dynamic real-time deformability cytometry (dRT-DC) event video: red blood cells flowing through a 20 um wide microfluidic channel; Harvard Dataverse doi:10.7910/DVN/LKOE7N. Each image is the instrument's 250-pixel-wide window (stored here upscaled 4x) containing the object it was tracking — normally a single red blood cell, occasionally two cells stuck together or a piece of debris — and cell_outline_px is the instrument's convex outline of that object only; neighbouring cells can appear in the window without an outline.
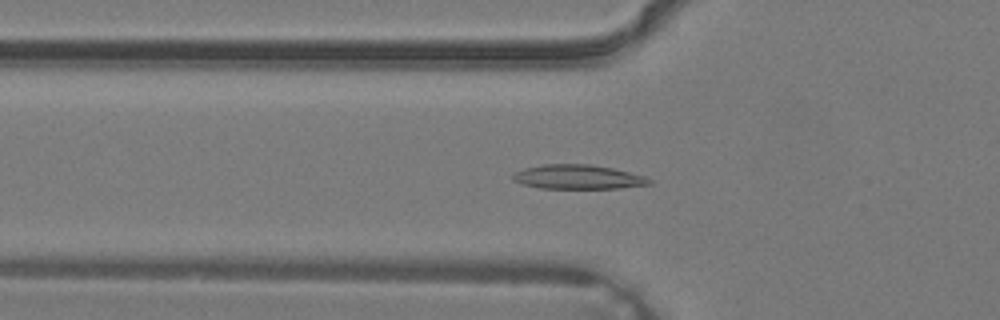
{"species": "common noctule bat (a hibernating species)", "species_latin": "Nyctalus noctula", "temperature_condition": "warm", "stored_images_in_passage": 33, "camera_frame_rate_fps": 3000, "um_per_image_px": 0.085, "animal": {"sex": "male", "body_mass_g": 19.2, "forearm_length_mm": 51.8}, "frame": {"image": 1, "passage_image": 9, "time_ms": 2.667, "image_size_px": [1000, 320], "cell_outline_px": [[652, 184], [620, 188], [540, 188], [524, 184], [512, 180], [512, 176], [516, 172], [524, 168], [544, 164], [588, 164], [612, 168], [644, 176], [652, 180]], "centroid_in_image_um": [49.13, 15.04], "position_along_channel_um": 76.7, "area_um2": 19.13}}
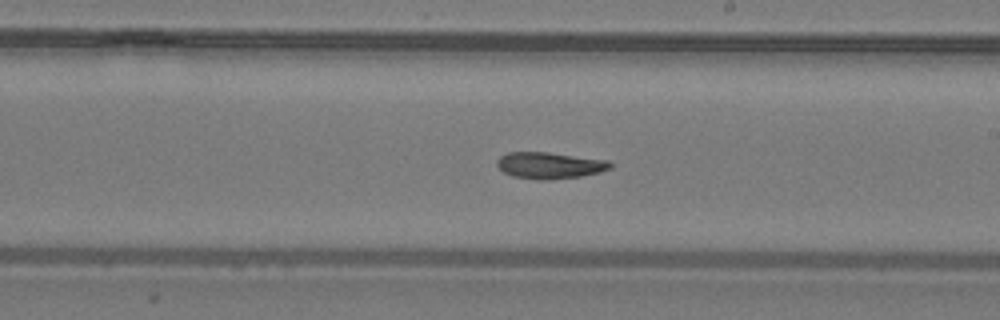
{"frame": {"image": 2, "passage_image": 18, "time_ms": 5.667, "image_size_px": [1000, 320], "cell_outline_px": [[612, 168], [600, 172], [580, 176], [548, 180], [536, 180], [512, 176], [504, 172], [496, 164], [496, 160], [500, 156], [508, 152], [548, 152], [608, 160], [612, 164]], "centroid_in_image_um": [46.71, 14.06], "position_along_channel_um": 242.3, "area_um2": 17.57}}
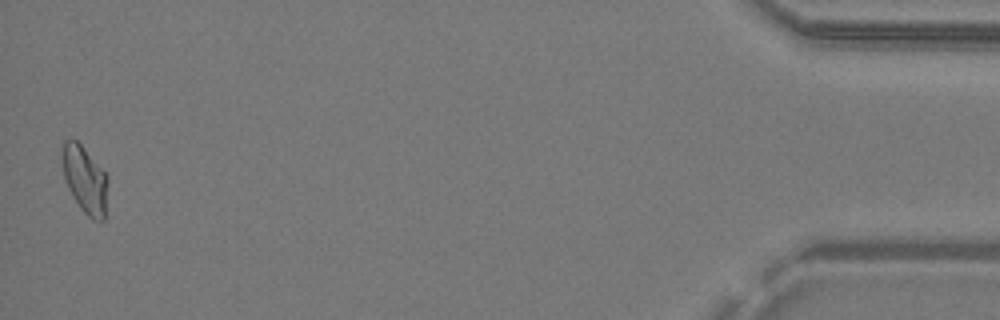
{"frame": {"image": 3, "passage_image": 33, "time_ms": 10.667, "image_size_px": [1000, 320], "cell_outline_px": [[108, 180], [104, 220], [92, 220], [80, 208], [72, 196], [68, 188], [64, 176], [60, 156], [60, 152], [64, 140], [76, 140], [80, 144], [108, 176]], "centroid_in_image_um": [7.19, 15.26], "position_along_channel_um": 428.0, "area_um2": 17.86}}